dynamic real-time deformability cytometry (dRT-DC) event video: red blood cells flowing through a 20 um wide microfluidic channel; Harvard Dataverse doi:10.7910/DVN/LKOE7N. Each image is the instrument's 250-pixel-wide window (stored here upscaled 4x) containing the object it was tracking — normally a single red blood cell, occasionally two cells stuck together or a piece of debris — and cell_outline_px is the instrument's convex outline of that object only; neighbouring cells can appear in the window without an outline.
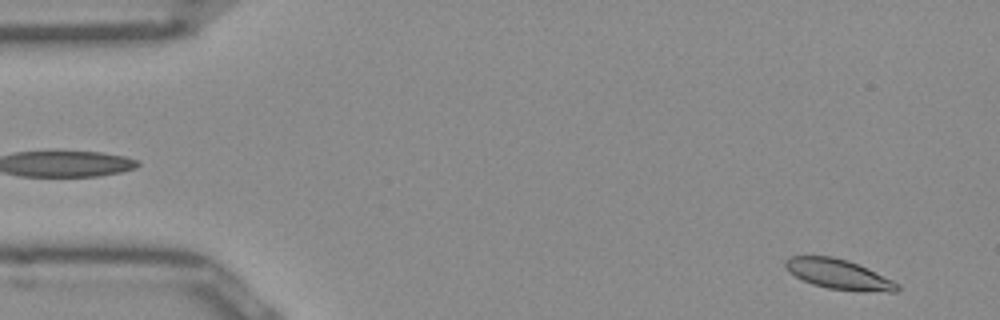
{"species": "Egyptian fruit bat (a non-hibernating species)", "species_latin": "Rousettus aegyptiacus", "temperature_condition": "room temperature", "stored_images_in_passage": 50, "camera_frame_rate_fps": 3000, "um_per_image_px": 0.085, "frame": {"image": 1, "passage_image": 2, "time_ms": 0.333, "image_size_px": [1000, 320], "cell_outline_px": [[900, 288], [896, 292], [888, 292], [828, 288], [812, 284], [788, 272], [784, 268], [784, 260], [792, 256], [832, 256], [848, 260], [868, 268], [900, 284]], "centroid_in_image_um": [71.27, 23.29], "position_along_channel_um": 13.7, "area_um2": 19.36}}
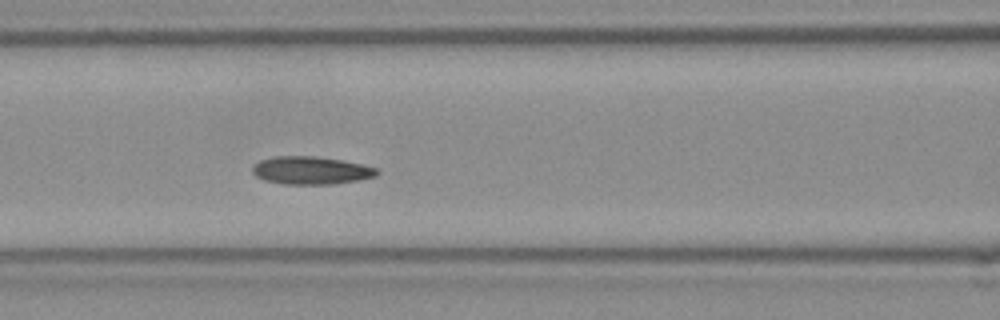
{"frame": {"image": 2, "passage_image": 20, "time_ms": 6.333, "image_size_px": [1000, 320], "cell_outline_px": [[380, 172], [376, 176], [360, 180], [336, 184], [284, 184], [264, 180], [256, 176], [252, 172], [252, 164], [260, 160], [272, 156], [316, 156], [344, 160], [364, 164], [380, 168]], "centroid_in_image_um": [26.48, 14.48], "position_along_channel_um": 140.1, "area_um2": 20.69}}
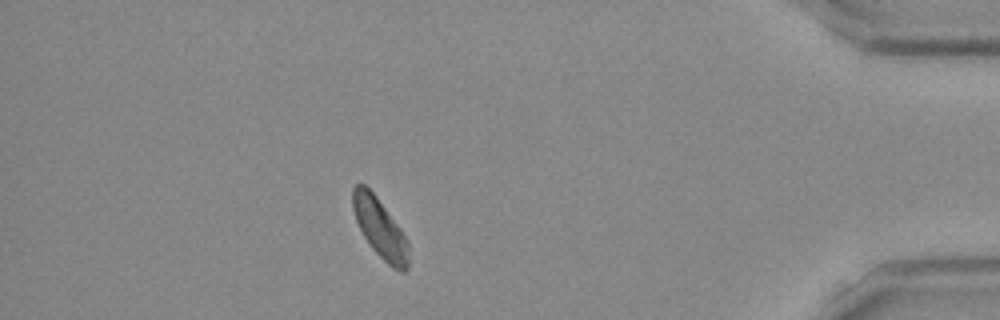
{"frame": {"image": 3, "passage_image": 44, "time_ms": 14.333, "image_size_px": [1000, 320], "cell_outline_px": [[408, 268], [404, 272], [400, 272], [392, 268], [372, 248], [364, 236], [356, 220], [352, 208], [352, 188], [356, 184], [364, 184], [376, 196], [400, 228], [408, 240]], "centroid_in_image_um": [32.3, 19.41], "position_along_channel_um": 402.9, "area_um2": 19.13}, "authors_computed_cell_mechanics": {"area_um2": 19.7965, "velocity_mm_per_s": 3.9008, "shape_relaxation_time_tau1_ms": 4.7539, "shape_relaxation_time_tau2_ms": 10.4039, "deformation_change_tau1": 0.1113, "deformation_change_tau2": 0.1279}}